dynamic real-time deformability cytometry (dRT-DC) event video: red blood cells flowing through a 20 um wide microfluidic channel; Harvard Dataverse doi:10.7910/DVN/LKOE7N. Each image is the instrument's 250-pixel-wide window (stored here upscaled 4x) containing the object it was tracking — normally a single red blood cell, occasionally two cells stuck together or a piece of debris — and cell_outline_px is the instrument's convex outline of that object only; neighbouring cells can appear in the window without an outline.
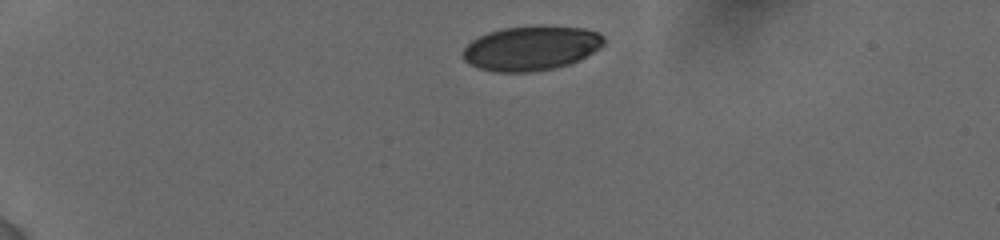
{"species": "human", "species_latin": "Homo sapiens", "temperature_condition": "cold", "stored_images_in_passage": 5, "camera_frame_rate_fps": 3000, "um_per_image_px": 0.085, "donor": {"sex": "female"}, "frame": {"image": 1, "passage_image": 1, "time_ms": 0.0, "image_size_px": [1000, 240], "cell_outline_px": [[604, 44], [600, 48], [580, 60], [568, 64], [552, 68], [532, 72], [496, 72], [480, 68], [464, 60], [464, 48], [472, 40], [488, 32], [500, 28], [540, 24], [544, 24], [584, 28], [600, 32], [604, 36]], "centroid_in_image_um": [45.2, 4.06], "position_along_channel_um": 39.8, "area_um2": 36.99}}
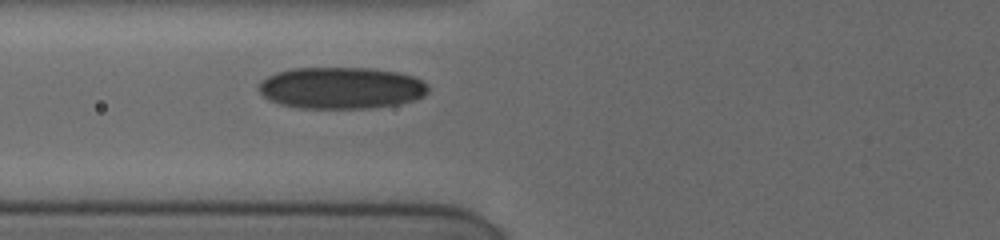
{"frame": {"image": 2, "passage_image": 5, "time_ms": 3.333, "image_size_px": [1000, 240], "cell_outline_px": [[428, 92], [424, 96], [412, 100], [396, 104], [368, 108], [300, 108], [280, 104], [268, 100], [256, 88], [256, 84], [260, 80], [276, 72], [292, 68], [372, 68], [396, 72], [412, 76], [428, 84]], "centroid_in_image_um": [28.94, 7.47], "position_along_channel_um": 96.9, "area_um2": 41.33}}